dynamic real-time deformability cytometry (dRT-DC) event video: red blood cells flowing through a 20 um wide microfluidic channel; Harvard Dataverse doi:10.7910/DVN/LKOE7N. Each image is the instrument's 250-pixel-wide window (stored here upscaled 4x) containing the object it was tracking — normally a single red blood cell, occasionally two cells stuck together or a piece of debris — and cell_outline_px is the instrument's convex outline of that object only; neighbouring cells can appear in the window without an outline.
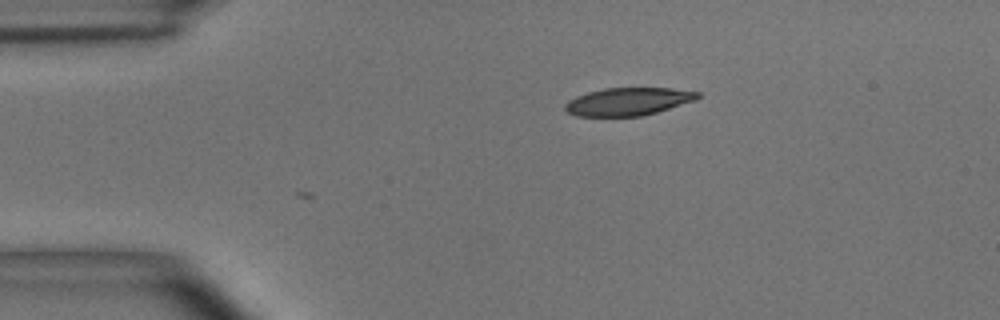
{"species": "common noctule bat (a hibernating species)", "species_latin": "Nyctalus noctula", "temperature_condition": "room temperature", "stored_images_in_passage": 3, "camera_frame_rate_fps": 3000, "um_per_image_px": 0.085, "animal": {"sex": "male", "body_mass_g": 15.6}, "frame": {"image": 1, "passage_image": 3, "time_ms": 0.667, "image_size_px": [1000, 320], "cell_outline_px": [[700, 96], [696, 100], [656, 112], [640, 116], [576, 116], [568, 112], [564, 108], [564, 104], [568, 100], [576, 96], [588, 92], [604, 88], [672, 88], [700, 92]], "centroid_in_image_um": [53.38, 8.62], "position_along_channel_um": 31.6, "area_um2": 21.44}}